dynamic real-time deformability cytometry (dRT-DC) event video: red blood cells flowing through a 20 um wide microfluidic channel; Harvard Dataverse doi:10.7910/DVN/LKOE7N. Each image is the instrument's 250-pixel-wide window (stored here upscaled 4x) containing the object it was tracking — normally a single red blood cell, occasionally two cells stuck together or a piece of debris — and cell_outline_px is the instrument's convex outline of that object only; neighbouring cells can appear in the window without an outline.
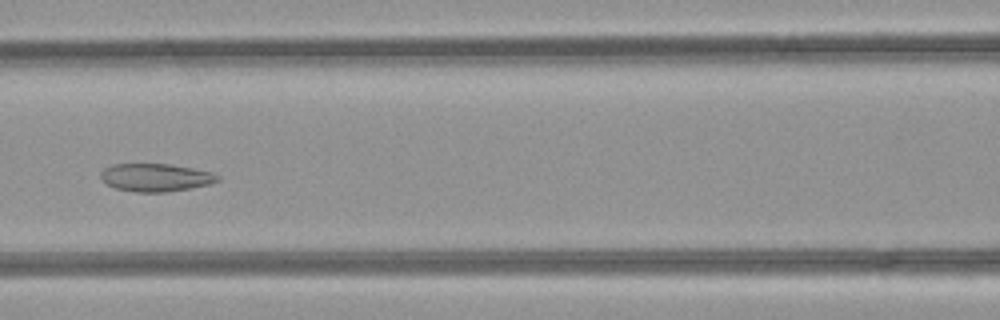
{"species": "common noctule bat (a hibernating species)", "species_latin": "Nyctalus noctula", "temperature_condition": "room temperature", "stored_images_in_passage": 30, "camera_frame_rate_fps": 3000, "um_per_image_px": 0.085, "animal": {"sex": "female", "body_mass_g": 21.9}, "frame": {"image": 1, "passage_image": 13, "time_ms": 4.0, "image_size_px": [1000, 320], "cell_outline_px": [[220, 180], [208, 184], [168, 192], [136, 192], [116, 188], [108, 184], [100, 176], [100, 172], [104, 168], [112, 164], [168, 164], [192, 168], [212, 172], [220, 176]], "centroid_in_image_um": [13.23, 15.08], "position_along_channel_um": 153.4, "area_um2": 18.84}}
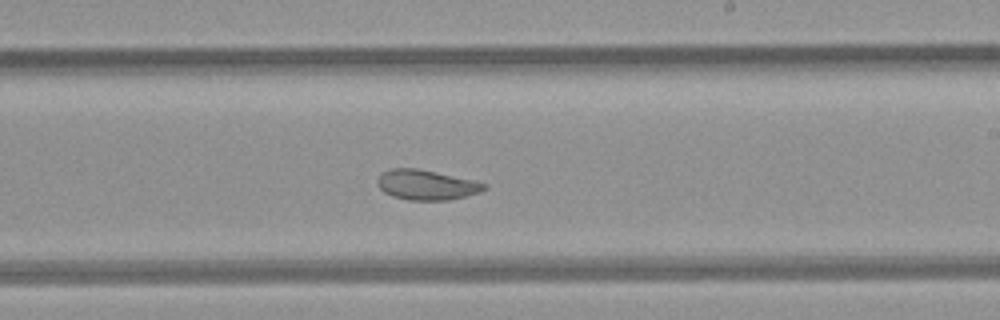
{"frame": {"image": 2, "passage_image": 20, "time_ms": 6.333, "image_size_px": [1000, 320], "cell_outline_px": [[488, 188], [464, 196], [448, 200], [408, 200], [392, 196], [384, 192], [380, 188], [376, 180], [384, 172], [392, 168], [416, 168], [476, 180], [488, 184]], "centroid_in_image_um": [36.26, 15.71], "position_along_channel_um": 252.7, "area_um2": 18.55}}
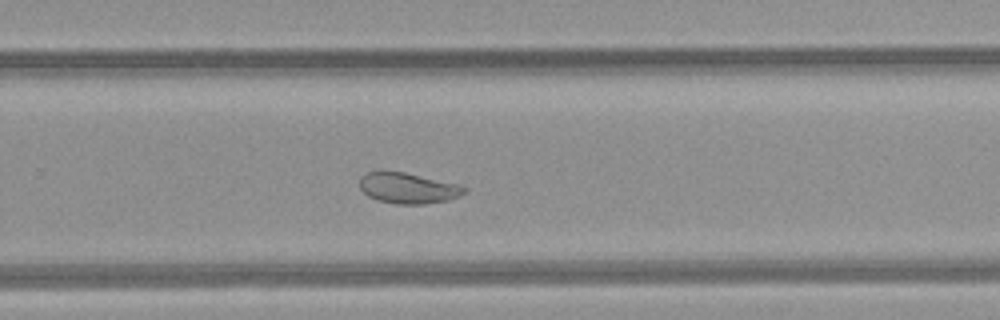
{"frame": {"image": 3, "passage_image": 23, "time_ms": 7.333, "image_size_px": [1000, 320], "cell_outline_px": [[468, 192], [460, 196], [448, 200], [424, 204], [396, 204], [376, 200], [368, 196], [360, 188], [360, 176], [364, 172], [380, 168], [404, 172], [456, 184], [468, 188]], "centroid_in_image_um": [34.62, 15.96], "position_along_channel_um": 295.2, "area_um2": 19.25}, "authors_computed_cell_mechanics": {"area_um2": 19.5364, "velocity_mm_per_s": 4.2725, "shape_relaxation_time_tau1_ms": null, "shape_relaxation_time_tau2_ms": 1.1238, "deformation_change_tau1": null, "deformation_change_tau2": 0.0611}}